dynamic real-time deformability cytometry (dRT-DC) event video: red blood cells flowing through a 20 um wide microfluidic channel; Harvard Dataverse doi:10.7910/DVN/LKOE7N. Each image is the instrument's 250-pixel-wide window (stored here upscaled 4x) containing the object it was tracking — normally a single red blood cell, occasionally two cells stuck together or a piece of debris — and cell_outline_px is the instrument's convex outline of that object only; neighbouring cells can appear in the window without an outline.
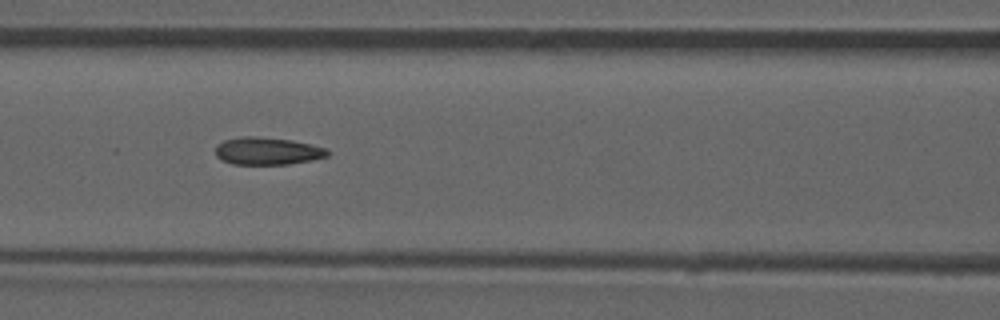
{"species": "common noctule bat (a hibernating species)", "species_latin": "Nyctalus noctula", "temperature_condition": "room temperature", "stored_images_in_passage": 53, "camera_frame_rate_fps": 3000, "um_per_image_px": 0.085, "animal": {"sex": "male", "forearm_length_mm": 52.5}, "frame": {"image": 1, "passage_image": 23, "time_ms": 7.333, "image_size_px": [1000, 320], "cell_outline_px": [[332, 152], [328, 156], [312, 160], [288, 164], [232, 164], [220, 160], [216, 156], [216, 144], [224, 140], [240, 136], [256, 136], [292, 140], [312, 144], [324, 148]], "centroid_in_image_um": [22.72, 12.83], "position_along_channel_um": 143.9, "area_um2": 18.15}, "authors_computed_cell_mechanics": {"area_um2": 18.0336, "velocity_mm_per_s": 3.8714, "shape_relaxation_time_tau1_ms": null, "shape_relaxation_time_tau2_ms": 2.1877, "deformation_change_tau1": null, "deformation_change_tau2": 0.1069}}